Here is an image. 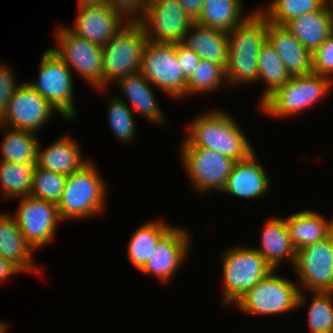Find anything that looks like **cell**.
<instances>
[{"mask_svg":"<svg viewBox=\"0 0 333 333\" xmlns=\"http://www.w3.org/2000/svg\"><path fill=\"white\" fill-rule=\"evenodd\" d=\"M201 116V117H200ZM195 118L181 147H203L239 161L254 150L240 126L228 113L212 110Z\"/></svg>","mask_w":333,"mask_h":333,"instance_id":"1","label":"cell"},{"mask_svg":"<svg viewBox=\"0 0 333 333\" xmlns=\"http://www.w3.org/2000/svg\"><path fill=\"white\" fill-rule=\"evenodd\" d=\"M267 19L256 10L245 22L228 32V62L225 68L228 84L258 81V58L267 40Z\"/></svg>","mask_w":333,"mask_h":333,"instance_id":"2","label":"cell"},{"mask_svg":"<svg viewBox=\"0 0 333 333\" xmlns=\"http://www.w3.org/2000/svg\"><path fill=\"white\" fill-rule=\"evenodd\" d=\"M90 161L67 176L62 196L57 203L62 221L95 216L105 206L106 184Z\"/></svg>","mask_w":333,"mask_h":333,"instance_id":"3","label":"cell"},{"mask_svg":"<svg viewBox=\"0 0 333 333\" xmlns=\"http://www.w3.org/2000/svg\"><path fill=\"white\" fill-rule=\"evenodd\" d=\"M148 41L136 20L126 25L102 47L103 90L107 83L140 71L144 47Z\"/></svg>","mask_w":333,"mask_h":333,"instance_id":"4","label":"cell"},{"mask_svg":"<svg viewBox=\"0 0 333 333\" xmlns=\"http://www.w3.org/2000/svg\"><path fill=\"white\" fill-rule=\"evenodd\" d=\"M332 85V78L316 73L293 76L269 95L260 107L271 116L290 117L313 107V104L330 92Z\"/></svg>","mask_w":333,"mask_h":333,"instance_id":"5","label":"cell"},{"mask_svg":"<svg viewBox=\"0 0 333 333\" xmlns=\"http://www.w3.org/2000/svg\"><path fill=\"white\" fill-rule=\"evenodd\" d=\"M275 271L259 281L235 305L245 313L264 316L279 315L303 305L304 291L293 281L276 275Z\"/></svg>","mask_w":333,"mask_h":333,"instance_id":"6","label":"cell"},{"mask_svg":"<svg viewBox=\"0 0 333 333\" xmlns=\"http://www.w3.org/2000/svg\"><path fill=\"white\" fill-rule=\"evenodd\" d=\"M225 252L222 257V298L225 304L234 305L274 268L255 248L236 246Z\"/></svg>","mask_w":333,"mask_h":333,"instance_id":"7","label":"cell"},{"mask_svg":"<svg viewBox=\"0 0 333 333\" xmlns=\"http://www.w3.org/2000/svg\"><path fill=\"white\" fill-rule=\"evenodd\" d=\"M140 72L152 86L160 88L173 98L186 96L187 79L176 55V43L148 40L144 47Z\"/></svg>","mask_w":333,"mask_h":333,"instance_id":"8","label":"cell"},{"mask_svg":"<svg viewBox=\"0 0 333 333\" xmlns=\"http://www.w3.org/2000/svg\"><path fill=\"white\" fill-rule=\"evenodd\" d=\"M39 69L38 82L27 84L38 91L61 117L75 119L74 87L70 68L50 48L42 55Z\"/></svg>","mask_w":333,"mask_h":333,"instance_id":"9","label":"cell"},{"mask_svg":"<svg viewBox=\"0 0 333 333\" xmlns=\"http://www.w3.org/2000/svg\"><path fill=\"white\" fill-rule=\"evenodd\" d=\"M136 21L149 41L173 44L182 43L195 22L185 13L179 0H150Z\"/></svg>","mask_w":333,"mask_h":333,"instance_id":"10","label":"cell"},{"mask_svg":"<svg viewBox=\"0 0 333 333\" xmlns=\"http://www.w3.org/2000/svg\"><path fill=\"white\" fill-rule=\"evenodd\" d=\"M56 32L55 35L59 44H56L57 46L52 50L70 69H75L85 81L91 82L90 85L102 91V47L76 35L69 27H59Z\"/></svg>","mask_w":333,"mask_h":333,"instance_id":"11","label":"cell"},{"mask_svg":"<svg viewBox=\"0 0 333 333\" xmlns=\"http://www.w3.org/2000/svg\"><path fill=\"white\" fill-rule=\"evenodd\" d=\"M185 172L200 192L223 191L236 160L203 147H181Z\"/></svg>","mask_w":333,"mask_h":333,"instance_id":"12","label":"cell"},{"mask_svg":"<svg viewBox=\"0 0 333 333\" xmlns=\"http://www.w3.org/2000/svg\"><path fill=\"white\" fill-rule=\"evenodd\" d=\"M294 270L310 292H333V233L296 253Z\"/></svg>","mask_w":333,"mask_h":333,"instance_id":"13","label":"cell"},{"mask_svg":"<svg viewBox=\"0 0 333 333\" xmlns=\"http://www.w3.org/2000/svg\"><path fill=\"white\" fill-rule=\"evenodd\" d=\"M55 108L29 84L19 85L0 117V127L37 132L49 121Z\"/></svg>","mask_w":333,"mask_h":333,"instance_id":"14","label":"cell"},{"mask_svg":"<svg viewBox=\"0 0 333 333\" xmlns=\"http://www.w3.org/2000/svg\"><path fill=\"white\" fill-rule=\"evenodd\" d=\"M19 204L14 217L25 240L35 250L50 243L62 222L57 204L32 196L22 197Z\"/></svg>","mask_w":333,"mask_h":333,"instance_id":"15","label":"cell"},{"mask_svg":"<svg viewBox=\"0 0 333 333\" xmlns=\"http://www.w3.org/2000/svg\"><path fill=\"white\" fill-rule=\"evenodd\" d=\"M79 12L73 28L76 35L103 47L129 21L110 5H78ZM124 22V23H121Z\"/></svg>","mask_w":333,"mask_h":333,"instance_id":"16","label":"cell"},{"mask_svg":"<svg viewBox=\"0 0 333 333\" xmlns=\"http://www.w3.org/2000/svg\"><path fill=\"white\" fill-rule=\"evenodd\" d=\"M188 239L187 231L173 226L156 244L149 260L140 271L144 274H151L163 282H168L185 261L190 249Z\"/></svg>","mask_w":333,"mask_h":333,"instance_id":"17","label":"cell"},{"mask_svg":"<svg viewBox=\"0 0 333 333\" xmlns=\"http://www.w3.org/2000/svg\"><path fill=\"white\" fill-rule=\"evenodd\" d=\"M267 40L274 47L291 77L313 73L312 53L285 25L268 22Z\"/></svg>","mask_w":333,"mask_h":333,"instance_id":"18","label":"cell"},{"mask_svg":"<svg viewBox=\"0 0 333 333\" xmlns=\"http://www.w3.org/2000/svg\"><path fill=\"white\" fill-rule=\"evenodd\" d=\"M269 178L253 151L246 159L236 161L222 192L244 199L261 198L268 194Z\"/></svg>","mask_w":333,"mask_h":333,"instance_id":"19","label":"cell"},{"mask_svg":"<svg viewBox=\"0 0 333 333\" xmlns=\"http://www.w3.org/2000/svg\"><path fill=\"white\" fill-rule=\"evenodd\" d=\"M34 248L25 240L15 217L0 213V255L20 271H37Z\"/></svg>","mask_w":333,"mask_h":333,"instance_id":"20","label":"cell"},{"mask_svg":"<svg viewBox=\"0 0 333 333\" xmlns=\"http://www.w3.org/2000/svg\"><path fill=\"white\" fill-rule=\"evenodd\" d=\"M189 32H191V35ZM182 44L201 59L219 63L226 68L228 62V32L201 26L194 22L185 34Z\"/></svg>","mask_w":333,"mask_h":333,"instance_id":"21","label":"cell"},{"mask_svg":"<svg viewBox=\"0 0 333 333\" xmlns=\"http://www.w3.org/2000/svg\"><path fill=\"white\" fill-rule=\"evenodd\" d=\"M285 26L305 49L313 53L333 33V13L325 5L316 12L292 19Z\"/></svg>","mask_w":333,"mask_h":333,"instance_id":"22","label":"cell"},{"mask_svg":"<svg viewBox=\"0 0 333 333\" xmlns=\"http://www.w3.org/2000/svg\"><path fill=\"white\" fill-rule=\"evenodd\" d=\"M284 219L292 244L297 251L323 241L333 233V219L325 220L326 218L316 211L304 210Z\"/></svg>","mask_w":333,"mask_h":333,"instance_id":"23","label":"cell"},{"mask_svg":"<svg viewBox=\"0 0 333 333\" xmlns=\"http://www.w3.org/2000/svg\"><path fill=\"white\" fill-rule=\"evenodd\" d=\"M77 141L65 135L45 150L37 146L36 167L70 175L82 168L88 161L82 160Z\"/></svg>","mask_w":333,"mask_h":333,"instance_id":"24","label":"cell"},{"mask_svg":"<svg viewBox=\"0 0 333 333\" xmlns=\"http://www.w3.org/2000/svg\"><path fill=\"white\" fill-rule=\"evenodd\" d=\"M261 233V249L255 248L264 259L274 268L281 261L288 259L294 265L297 250L294 248L285 219L273 217L266 221ZM288 257V258H287Z\"/></svg>","mask_w":333,"mask_h":333,"instance_id":"25","label":"cell"},{"mask_svg":"<svg viewBox=\"0 0 333 333\" xmlns=\"http://www.w3.org/2000/svg\"><path fill=\"white\" fill-rule=\"evenodd\" d=\"M119 88L125 92L126 98L132 104L134 111H138L145 118L156 124H164L166 121L164 115L156 103L155 94H153L151 83L147 78L139 71L138 73L127 75L117 82Z\"/></svg>","mask_w":333,"mask_h":333,"instance_id":"26","label":"cell"},{"mask_svg":"<svg viewBox=\"0 0 333 333\" xmlns=\"http://www.w3.org/2000/svg\"><path fill=\"white\" fill-rule=\"evenodd\" d=\"M241 0H204L200 16L195 21L201 26L229 32L245 22L251 14H244Z\"/></svg>","mask_w":333,"mask_h":333,"instance_id":"27","label":"cell"},{"mask_svg":"<svg viewBox=\"0 0 333 333\" xmlns=\"http://www.w3.org/2000/svg\"><path fill=\"white\" fill-rule=\"evenodd\" d=\"M163 221L142 224L133 233L128 243L127 254L132 265L139 271L149 260L159 240L173 227Z\"/></svg>","mask_w":333,"mask_h":333,"instance_id":"28","label":"cell"},{"mask_svg":"<svg viewBox=\"0 0 333 333\" xmlns=\"http://www.w3.org/2000/svg\"><path fill=\"white\" fill-rule=\"evenodd\" d=\"M1 146V160L11 163H36L38 140L34 132L7 127ZM7 131V132H6Z\"/></svg>","mask_w":333,"mask_h":333,"instance_id":"29","label":"cell"},{"mask_svg":"<svg viewBox=\"0 0 333 333\" xmlns=\"http://www.w3.org/2000/svg\"><path fill=\"white\" fill-rule=\"evenodd\" d=\"M36 163L0 161V184L3 198L30 196Z\"/></svg>","mask_w":333,"mask_h":333,"instance_id":"30","label":"cell"},{"mask_svg":"<svg viewBox=\"0 0 333 333\" xmlns=\"http://www.w3.org/2000/svg\"><path fill=\"white\" fill-rule=\"evenodd\" d=\"M258 64V80L262 79L267 84V88L263 90L260 98L259 104H261L277 88L283 86L291 78V75L268 40L260 49Z\"/></svg>","mask_w":333,"mask_h":333,"instance_id":"31","label":"cell"},{"mask_svg":"<svg viewBox=\"0 0 333 333\" xmlns=\"http://www.w3.org/2000/svg\"><path fill=\"white\" fill-rule=\"evenodd\" d=\"M326 5V0H273L266 8L257 9L268 22L286 25L303 14L316 12Z\"/></svg>","mask_w":333,"mask_h":333,"instance_id":"32","label":"cell"},{"mask_svg":"<svg viewBox=\"0 0 333 333\" xmlns=\"http://www.w3.org/2000/svg\"><path fill=\"white\" fill-rule=\"evenodd\" d=\"M225 68L216 62L200 59L198 65L187 79L186 96L214 91L225 83ZM224 81V82H223Z\"/></svg>","mask_w":333,"mask_h":333,"instance_id":"33","label":"cell"},{"mask_svg":"<svg viewBox=\"0 0 333 333\" xmlns=\"http://www.w3.org/2000/svg\"><path fill=\"white\" fill-rule=\"evenodd\" d=\"M313 299L308 309L311 333H333V292H311Z\"/></svg>","mask_w":333,"mask_h":333,"instance_id":"34","label":"cell"},{"mask_svg":"<svg viewBox=\"0 0 333 333\" xmlns=\"http://www.w3.org/2000/svg\"><path fill=\"white\" fill-rule=\"evenodd\" d=\"M68 175L35 168L30 196L58 203Z\"/></svg>","mask_w":333,"mask_h":333,"instance_id":"35","label":"cell"},{"mask_svg":"<svg viewBox=\"0 0 333 333\" xmlns=\"http://www.w3.org/2000/svg\"><path fill=\"white\" fill-rule=\"evenodd\" d=\"M109 102L108 120L112 132L120 142L131 141L136 132L134 111H132L131 107H128L126 101L122 98H111Z\"/></svg>","mask_w":333,"mask_h":333,"instance_id":"36","label":"cell"},{"mask_svg":"<svg viewBox=\"0 0 333 333\" xmlns=\"http://www.w3.org/2000/svg\"><path fill=\"white\" fill-rule=\"evenodd\" d=\"M313 73L333 78V33L312 53Z\"/></svg>","mask_w":333,"mask_h":333,"instance_id":"37","label":"cell"},{"mask_svg":"<svg viewBox=\"0 0 333 333\" xmlns=\"http://www.w3.org/2000/svg\"><path fill=\"white\" fill-rule=\"evenodd\" d=\"M13 75L8 66L0 63V117L5 113L9 100L19 87Z\"/></svg>","mask_w":333,"mask_h":333,"instance_id":"38","label":"cell"},{"mask_svg":"<svg viewBox=\"0 0 333 333\" xmlns=\"http://www.w3.org/2000/svg\"><path fill=\"white\" fill-rule=\"evenodd\" d=\"M149 1L150 0H109L110 6L123 15H127L126 18L128 20H137Z\"/></svg>","mask_w":333,"mask_h":333,"instance_id":"39","label":"cell"},{"mask_svg":"<svg viewBox=\"0 0 333 333\" xmlns=\"http://www.w3.org/2000/svg\"><path fill=\"white\" fill-rule=\"evenodd\" d=\"M176 55L184 77L188 79L201 58L182 43H176Z\"/></svg>","mask_w":333,"mask_h":333,"instance_id":"40","label":"cell"},{"mask_svg":"<svg viewBox=\"0 0 333 333\" xmlns=\"http://www.w3.org/2000/svg\"><path fill=\"white\" fill-rule=\"evenodd\" d=\"M185 13L193 20L196 21L201 14L204 0H179Z\"/></svg>","mask_w":333,"mask_h":333,"instance_id":"41","label":"cell"},{"mask_svg":"<svg viewBox=\"0 0 333 333\" xmlns=\"http://www.w3.org/2000/svg\"><path fill=\"white\" fill-rule=\"evenodd\" d=\"M21 271L0 255V284L3 280Z\"/></svg>","mask_w":333,"mask_h":333,"instance_id":"42","label":"cell"},{"mask_svg":"<svg viewBox=\"0 0 333 333\" xmlns=\"http://www.w3.org/2000/svg\"><path fill=\"white\" fill-rule=\"evenodd\" d=\"M78 5H110L109 0H79Z\"/></svg>","mask_w":333,"mask_h":333,"instance_id":"43","label":"cell"},{"mask_svg":"<svg viewBox=\"0 0 333 333\" xmlns=\"http://www.w3.org/2000/svg\"><path fill=\"white\" fill-rule=\"evenodd\" d=\"M327 8L333 13V0H326Z\"/></svg>","mask_w":333,"mask_h":333,"instance_id":"44","label":"cell"},{"mask_svg":"<svg viewBox=\"0 0 333 333\" xmlns=\"http://www.w3.org/2000/svg\"><path fill=\"white\" fill-rule=\"evenodd\" d=\"M7 326L3 324V322H0V333H5L6 332Z\"/></svg>","mask_w":333,"mask_h":333,"instance_id":"45","label":"cell"}]
</instances>
